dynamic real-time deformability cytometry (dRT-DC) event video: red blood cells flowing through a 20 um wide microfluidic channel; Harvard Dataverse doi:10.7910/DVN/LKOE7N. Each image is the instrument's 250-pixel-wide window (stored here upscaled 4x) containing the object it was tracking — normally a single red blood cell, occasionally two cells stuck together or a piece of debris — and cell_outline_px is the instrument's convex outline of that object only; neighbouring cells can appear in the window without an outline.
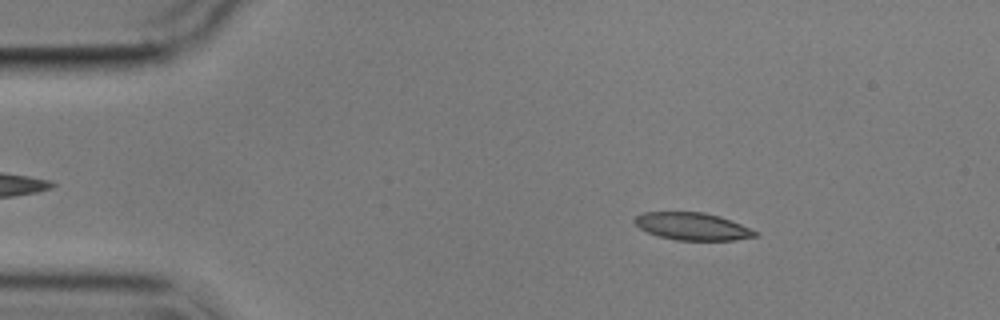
{"species": "common noctule bat (a hibernating species)", "species_latin": "Nyctalus noctula", "temperature_condition": "cold", "stored_images_in_passage": 5, "camera_frame_rate_fps": 3000, "um_per_image_px": 0.085, "animal": {"sex": "male", "body_mass_g": 17.9}, "frame": {"image": 1, "passage_image": 3, "time_ms": 2.333, "image_size_px": [1000, 320], "cell_outline_px": [[756, 236], [736, 240], [676, 240], [660, 236], [648, 232], [640, 228], [632, 220], [636, 216], [644, 212], [704, 212], [720, 216], [740, 224], [756, 232]], "centroid_in_image_um": [58.82, 19.23], "position_along_channel_um": 26.2, "area_um2": 19.02}}